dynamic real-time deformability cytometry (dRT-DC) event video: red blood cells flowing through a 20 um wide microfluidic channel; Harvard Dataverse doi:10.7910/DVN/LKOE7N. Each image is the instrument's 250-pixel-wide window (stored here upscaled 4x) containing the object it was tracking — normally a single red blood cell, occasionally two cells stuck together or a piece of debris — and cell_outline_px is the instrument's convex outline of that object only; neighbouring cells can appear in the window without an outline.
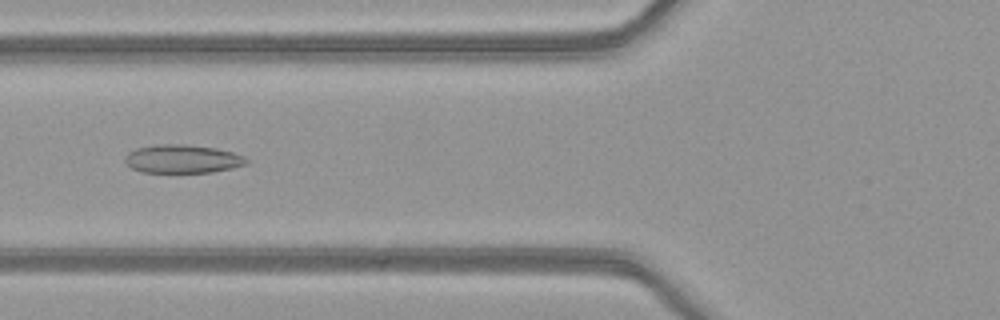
{"species": "common noctule bat (a hibernating species)", "species_latin": "Nyctalus noctula", "temperature_condition": "warm", "stored_images_in_passage": 51, "camera_frame_rate_fps": 3000, "um_per_image_px": 0.085, "animal": {"sex": "female", "body_mass_g": 21.9}, "frame": {"image": 1, "passage_image": 20, "time_ms": 6.333, "image_size_px": [1000, 320], "cell_outline_px": [[248, 164], [232, 168], [212, 172], [140, 172], [132, 168], [124, 160], [124, 156], [128, 152], [136, 148], [156, 144], [188, 144], [216, 148], [232, 152], [244, 156], [248, 160]], "centroid_in_image_um": [15.5, 13.5], "position_along_channel_um": 110.3, "area_um2": 20.23}}
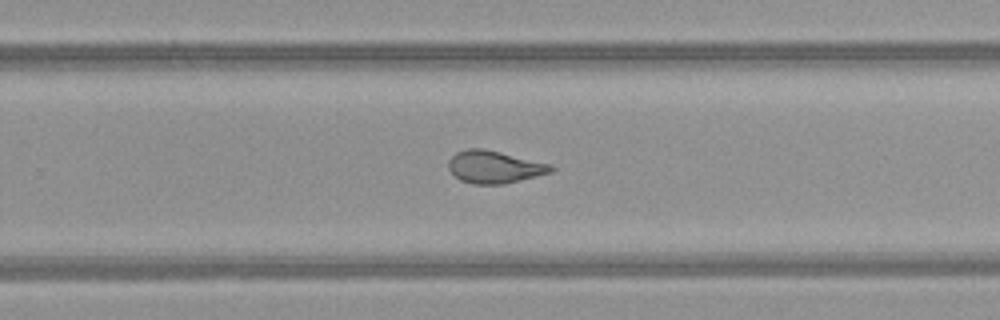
{"frame": {"image": 2, "passage_image": 33, "time_ms": 10.667, "image_size_px": [1000, 320], "cell_outline_px": [[556, 168], [552, 172], [504, 184], [472, 184], [460, 180], [448, 168], [448, 160], [456, 152], [468, 148], [484, 148], [552, 164]], "centroid_in_image_um": [42.03, 14.18], "position_along_channel_um": 287.8, "area_um2": 19.48}}
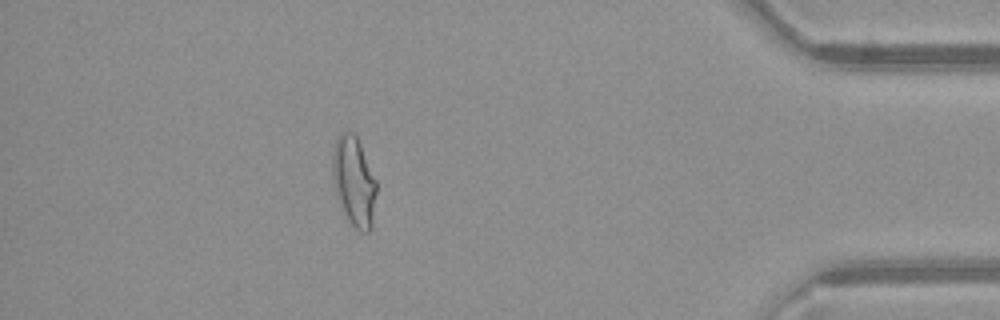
{"frame": {"image": 3, "passage_image": 45, "time_ms": 14.667, "image_size_px": [1000, 320], "cell_outline_px": [[376, 192], [372, 228], [368, 232], [360, 232], [348, 220], [340, 208], [332, 176], [332, 152], [336, 140], [340, 132], [352, 132], [356, 136], [360, 144], [376, 180]], "centroid_in_image_um": [30.07, 15.44], "position_along_channel_um": 405.1, "area_um2": 22.95}, "authors_computed_cell_mechanics": {"area_um2": 22.0796, "velocity_mm_per_s": 4.0913, "shape_relaxation_time_tau1_ms": null, "shape_relaxation_time_tau2_ms": 1.2932, "deformation_change_tau1": null, "deformation_change_tau2": 0.0811}}